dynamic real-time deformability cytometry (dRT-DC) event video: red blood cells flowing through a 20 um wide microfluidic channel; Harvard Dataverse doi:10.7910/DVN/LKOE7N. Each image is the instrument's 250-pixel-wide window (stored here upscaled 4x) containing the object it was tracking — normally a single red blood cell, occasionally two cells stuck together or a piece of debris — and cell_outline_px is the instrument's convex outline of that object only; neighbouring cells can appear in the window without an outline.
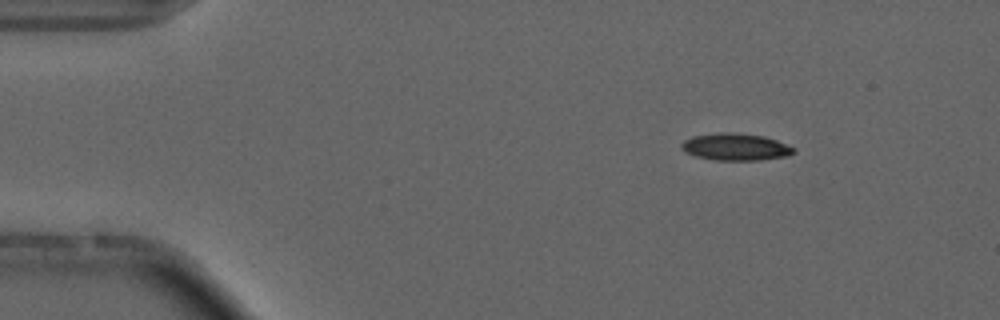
{"species": "common noctule bat (a hibernating species)", "species_latin": "Nyctalus noctula", "temperature_condition": "cold", "stored_images_in_passage": 6, "camera_frame_rate_fps": 3000, "um_per_image_px": 0.085, "animal": {"sex": "male", "forearm_length_mm": 52.5}, "frame": {"image": 1, "passage_image": 1, "time_ms": 0.0, "image_size_px": [1000, 320], "cell_outline_px": [[796, 152], [788, 156], [760, 160], [712, 160], [696, 156], [684, 152], [680, 148], [680, 144], [684, 140], [692, 136], [720, 132], [740, 132], [764, 136], [776, 140], [796, 148]], "centroid_in_image_um": [62.52, 12.48], "position_along_channel_um": 22.5, "area_um2": 18.03}}
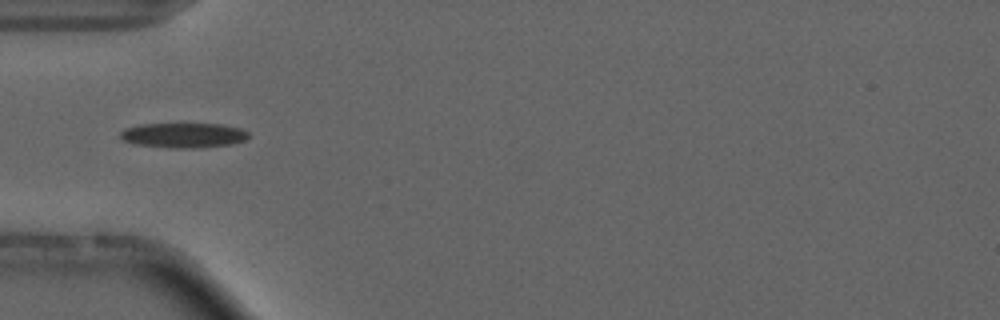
{"frame": {"image": 2, "passage_image": 4, "time_ms": 3.333, "image_size_px": [1000, 320], "cell_outline_px": [[248, 136], [244, 140], [232, 144], [192, 148], [172, 148], [136, 144], [120, 140], [120, 132], [124, 128], [140, 124], [220, 124], [240, 128], [248, 132]], "centroid_in_image_um": [15.55, 11.49], "position_along_channel_um": 69.5, "area_um2": 18.55}}